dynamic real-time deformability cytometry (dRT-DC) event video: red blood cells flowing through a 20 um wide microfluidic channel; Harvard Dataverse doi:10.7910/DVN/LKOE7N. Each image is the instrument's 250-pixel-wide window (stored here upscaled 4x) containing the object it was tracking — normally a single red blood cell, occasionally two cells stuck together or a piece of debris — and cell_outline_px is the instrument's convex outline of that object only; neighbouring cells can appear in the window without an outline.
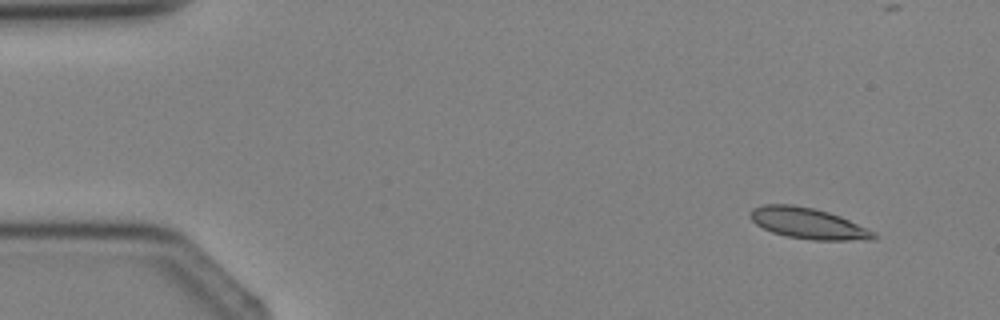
{"species": "Egyptian fruit bat (a non-hibernating species)", "species_latin": "Rousettus aegyptiacus", "temperature_condition": "cold", "stored_images_in_passage": 3, "camera_frame_rate_fps": 3000, "um_per_image_px": 0.085, "animal": {"sex": "female"}, "frame": {"image": 1, "passage_image": 1, "time_ms": 0.0, "image_size_px": [1000, 320], "cell_outline_px": [[880, 236], [872, 240], [812, 240], [788, 236], [772, 232], [756, 224], [748, 216], [752, 208], [764, 204], [792, 204], [812, 208], [828, 212], [840, 216], [876, 232]], "centroid_in_image_um": [68.71, 18.99], "position_along_channel_um": 16.3, "area_um2": 22.31}}